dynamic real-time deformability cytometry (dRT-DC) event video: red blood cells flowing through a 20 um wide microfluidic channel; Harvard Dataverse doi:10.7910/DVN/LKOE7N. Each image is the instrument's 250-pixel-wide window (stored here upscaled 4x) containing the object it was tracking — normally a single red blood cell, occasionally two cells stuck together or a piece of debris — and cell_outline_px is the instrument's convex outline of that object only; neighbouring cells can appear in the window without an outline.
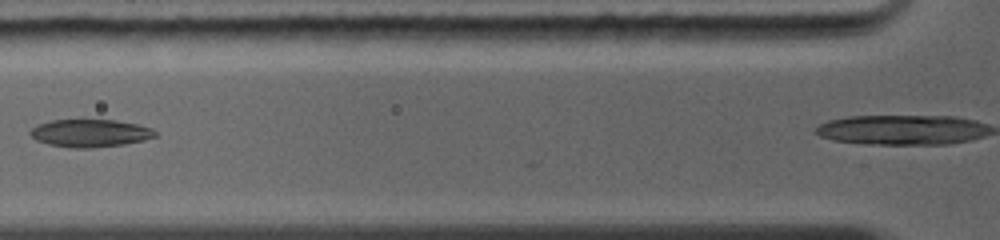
{"species": "common noctule bat (a hibernating species)", "species_latin": "Nyctalus noctula", "temperature_condition": "warm", "stored_images_in_passage": 3, "camera_frame_rate_fps": 5000, "um_per_image_px": 0.085, "animal": {"sex": "female", "body_mass_g": 19.0, "forearm_length_mm": 56.7}, "frame": {"image": 1, "passage_image": 3, "time_ms": 2.4, "image_size_px": [1000, 240], "cell_outline_px": [[156, 136], [140, 140], [120, 144], [52, 144], [40, 140], [32, 136], [28, 132], [36, 124], [52, 120], [112, 120], [136, 124], [152, 128], [156, 132]], "centroid_in_image_um": [7.67, 11.23], "position_along_channel_um": 118.1, "area_um2": 18.38}}